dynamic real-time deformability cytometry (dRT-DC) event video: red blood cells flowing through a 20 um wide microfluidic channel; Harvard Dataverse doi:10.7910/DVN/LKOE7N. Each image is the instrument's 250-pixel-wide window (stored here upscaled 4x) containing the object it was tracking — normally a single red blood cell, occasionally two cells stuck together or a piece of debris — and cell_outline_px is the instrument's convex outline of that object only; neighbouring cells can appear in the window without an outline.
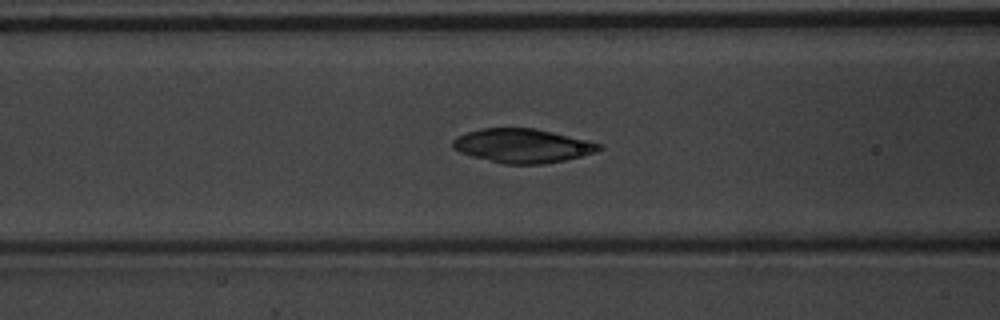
{"species": "common noctule bat (a hibernating species)", "species_latin": "Nyctalus noctula", "temperature_condition": "warm", "stored_images_in_passage": 48, "camera_frame_rate_fps": 3000, "um_per_image_px": 0.085, "animal": {"sex": "male", "body_mass_g": 20.1, "forearm_length_mm": 53.5}, "frame": {"image": 1, "passage_image": 16, "time_ms": 5.0, "image_size_px": [1000, 320], "cell_outline_px": [[604, 148], [596, 152], [584, 156], [544, 164], [504, 164], [472, 156], [460, 152], [452, 148], [452, 140], [468, 132], [480, 128], [536, 128], [588, 140], [604, 144]], "centroid_in_image_um": [44.47, 12.39], "position_along_channel_um": 122.1, "area_um2": 29.13}}
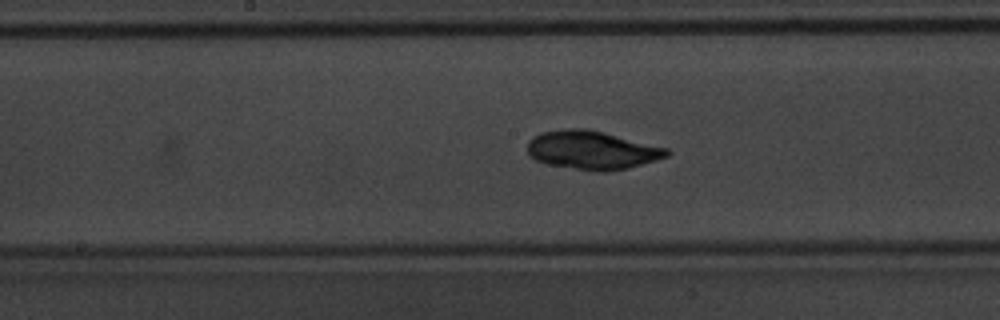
{"frame": {"image": 2, "passage_image": 22, "time_ms": 7.0, "image_size_px": [1000, 320], "cell_outline_px": [[672, 152], [668, 156], [656, 160], [628, 168], [604, 172], [600, 172], [548, 164], [536, 160], [528, 156], [528, 140], [532, 136], [540, 132], [564, 128], [588, 128], [668, 148]], "centroid_in_image_um": [50.31, 12.74], "position_along_channel_um": 197.9, "area_um2": 31.5}}
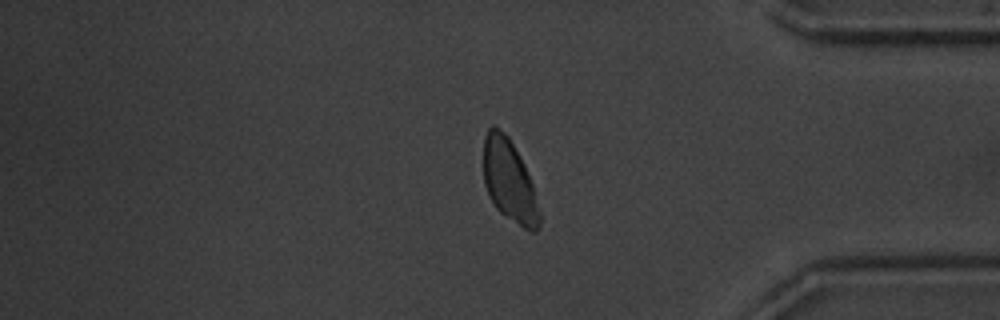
{"frame": {"image": 3, "passage_image": 39, "time_ms": 12.667, "image_size_px": [1000, 320], "cell_outline_px": [[540, 224], [536, 232], [528, 232], [504, 216], [496, 208], [488, 196], [484, 184], [484, 136], [488, 128], [492, 124], [504, 132], [508, 136], [524, 164], [532, 184], [540, 212]], "centroid_in_image_um": [43.28, 15.41], "position_along_channel_um": 391.9, "area_um2": 26.99}, "authors_computed_cell_mechanics": {"area_um2": 28.7844, "velocity_mm_per_s": 3.7728, "shape_relaxation_time_tau1_ms": null, "shape_relaxation_time_tau2_ms": 6.0713, "deformation_change_tau1": null, "deformation_change_tau2": 0.0646}}